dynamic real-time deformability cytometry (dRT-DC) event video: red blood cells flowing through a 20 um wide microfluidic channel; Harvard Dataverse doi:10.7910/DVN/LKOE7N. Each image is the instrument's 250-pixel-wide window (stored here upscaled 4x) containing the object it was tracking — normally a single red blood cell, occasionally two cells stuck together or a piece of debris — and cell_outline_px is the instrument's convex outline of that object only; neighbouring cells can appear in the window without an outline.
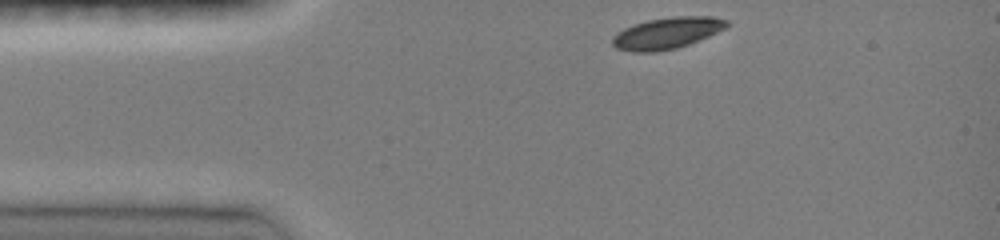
{"species": "common noctule bat (a hibernating species)", "species_latin": "Nyctalus noctula", "temperature_condition": "room temperature", "stored_images_in_passage": 34, "camera_frame_rate_fps": 3000, "um_per_image_px": 0.085, "animal": {"sex": "female", "body_mass_g": 19.0, "forearm_length_mm": 51.5}, "frame": {"image": 1, "passage_image": 1, "time_ms": 0.0, "image_size_px": [1000, 240], "cell_outline_px": [[728, 24], [724, 28], [708, 36], [688, 44], [676, 48], [656, 52], [632, 52], [616, 48], [612, 44], [612, 36], [624, 28], [648, 20], [676, 16], [712, 16], [728, 20]], "centroid_in_image_um": [56.66, 2.82], "position_along_channel_um": 28.3, "area_um2": 20.75}}
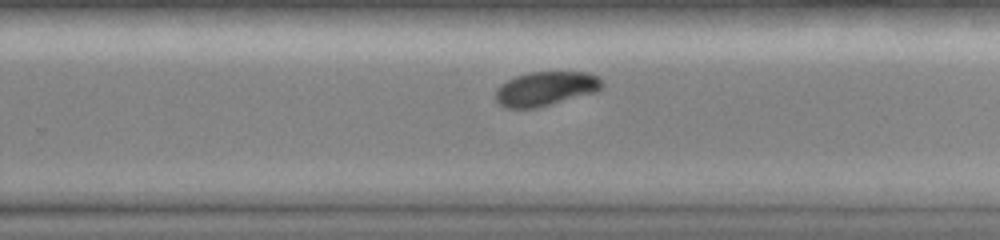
{"frame": {"image": 2, "passage_image": 23, "time_ms": 7.333, "image_size_px": [1000, 240], "cell_outline_px": [[604, 84], [596, 92], [536, 108], [504, 108], [496, 100], [496, 88], [500, 84], [516, 76], [528, 72], [588, 72], [596, 76]], "centroid_in_image_um": [46.35, 7.54], "position_along_channel_um": 283.4, "area_um2": 21.15}}
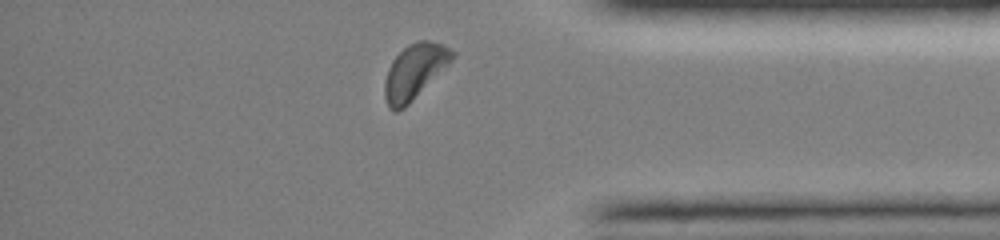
{"frame": {"image": 3, "passage_image": 32, "time_ms": 10.333, "image_size_px": [1000, 240], "cell_outline_px": [[456, 56], [404, 108], [396, 112], [388, 108], [384, 96], [384, 80], [388, 68], [392, 60], [408, 44], [420, 40], [428, 40], [440, 44], [456, 52]], "centroid_in_image_um": [35.2, 6.08], "position_along_channel_um": 400.0, "area_um2": 21.33}, "authors_computed_cell_mechanics": {"area_um2": 21.4438, "velocity_mm_per_s": 4.0888, "shape_relaxation_time_tau1_ms": 1.9555, "shape_relaxation_time_tau2_ms": null, "deformation_change_tau1": 0.1126, "deformation_change_tau2": null}}